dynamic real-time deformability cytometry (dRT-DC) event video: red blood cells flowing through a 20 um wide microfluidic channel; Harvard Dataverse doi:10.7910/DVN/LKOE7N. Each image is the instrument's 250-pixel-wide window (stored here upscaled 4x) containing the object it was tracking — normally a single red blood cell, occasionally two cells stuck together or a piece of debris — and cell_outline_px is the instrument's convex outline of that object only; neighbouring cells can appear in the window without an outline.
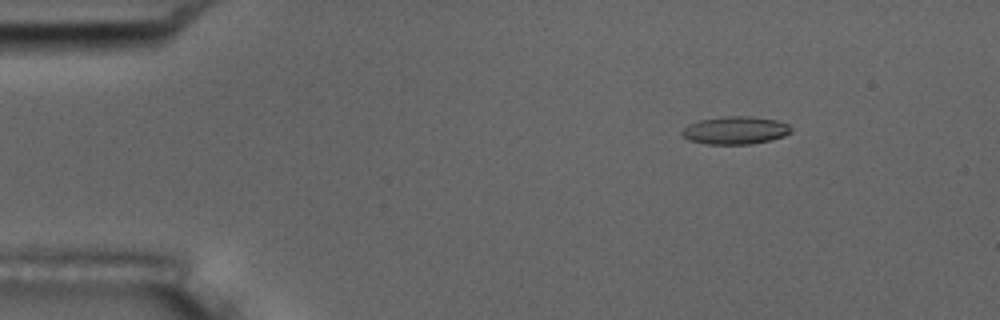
{"species": "common noctule bat (a hibernating species)", "species_latin": "Nyctalus noctula", "temperature_condition": "room temperature", "stored_images_in_passage": 3, "camera_frame_rate_fps": 3000, "um_per_image_px": 0.085, "animal": {"sex": "male", "body_mass_g": 17.5, "forearm_length_mm": 52.3}, "frame": {"image": 1, "passage_image": 1, "time_ms": 0.0, "image_size_px": [1000, 320], "cell_outline_px": [[792, 132], [784, 136], [772, 140], [752, 144], [708, 144], [688, 140], [680, 132], [688, 124], [700, 120], [728, 116], [748, 116], [776, 120], [788, 124], [792, 128]], "centroid_in_image_um": [62.52, 11.08], "position_along_channel_um": 22.5, "area_um2": 17.69}}